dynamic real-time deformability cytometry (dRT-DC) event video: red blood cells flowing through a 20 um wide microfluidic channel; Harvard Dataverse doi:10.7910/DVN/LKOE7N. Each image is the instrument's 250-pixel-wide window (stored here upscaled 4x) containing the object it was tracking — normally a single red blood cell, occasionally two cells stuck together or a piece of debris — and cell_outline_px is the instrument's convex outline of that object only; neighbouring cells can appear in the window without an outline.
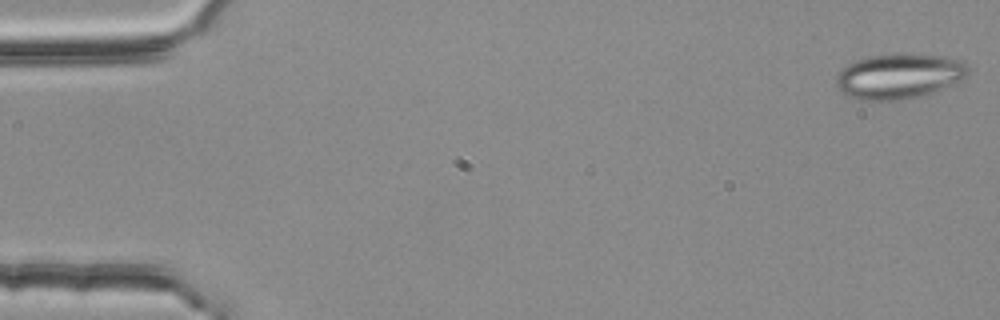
{"species": "common noctule bat (a hibernating species)", "species_latin": "Nyctalus noctula", "temperature_condition": "room temperature", "stored_images_in_passage": 54, "camera_frame_rate_fps": 3000, "um_per_image_px": 0.085, "animal": {"sex": "female", "body_mass_g": 25.1}, "frame": {"image": 1, "passage_image": 1, "time_ms": 0.0, "image_size_px": [1000, 320], "cell_outline_px": [[968, 72], [964, 76], [936, 92], [904, 100], [856, 100], [848, 96], [836, 88], [836, 76], [848, 64], [856, 60], [872, 56], [896, 52], [900, 52], [948, 56], [964, 60], [968, 64]], "centroid_in_image_um": [76.42, 6.46], "position_along_channel_um": 8.6, "area_um2": 35.2}}
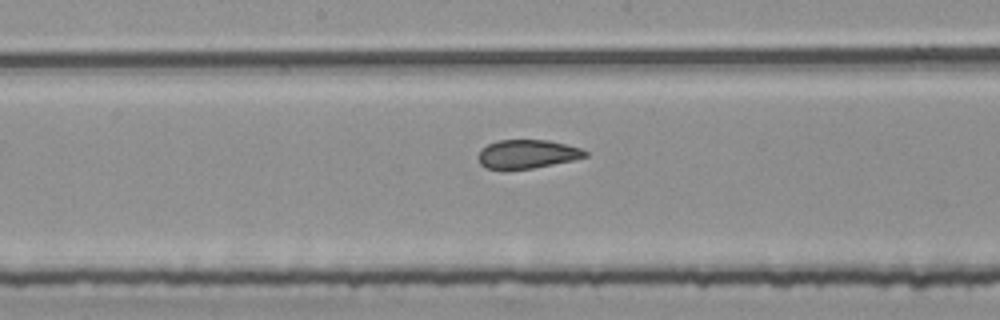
{"frame": {"image": 2, "passage_image": 28, "time_ms": 9.0, "image_size_px": [1000, 320], "cell_outline_px": [[588, 156], [572, 160], [532, 168], [488, 168], [480, 164], [476, 156], [480, 148], [496, 140], [548, 140], [580, 148], [588, 152]], "centroid_in_image_um": [44.77, 13.07], "position_along_channel_um": 203.4, "area_um2": 17.69}}
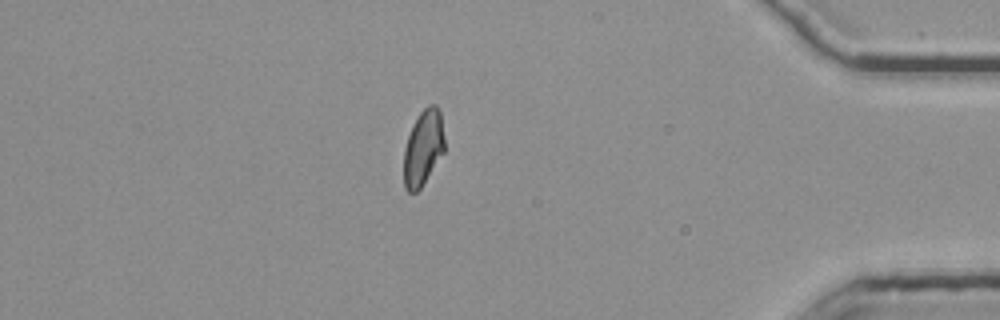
{"frame": {"image": 3, "passage_image": 47, "time_ms": 15.333, "image_size_px": [1000, 320], "cell_outline_px": [[444, 152], [420, 188], [416, 192], [408, 192], [404, 188], [404, 148], [412, 124], [420, 112], [428, 104], [436, 104], [440, 112], [444, 140]], "centroid_in_image_um": [35.96, 12.55], "position_along_channel_um": 399.2, "area_um2": 17.86}, "authors_computed_cell_mechanics": {"area_um2": 19.074, "velocity_mm_per_s": 3.749, "shape_relaxation_time_tau1_ms": null, "shape_relaxation_time_tau2_ms": 1.1849, "deformation_change_tau1": null, "deformation_change_tau2": 0.087}}